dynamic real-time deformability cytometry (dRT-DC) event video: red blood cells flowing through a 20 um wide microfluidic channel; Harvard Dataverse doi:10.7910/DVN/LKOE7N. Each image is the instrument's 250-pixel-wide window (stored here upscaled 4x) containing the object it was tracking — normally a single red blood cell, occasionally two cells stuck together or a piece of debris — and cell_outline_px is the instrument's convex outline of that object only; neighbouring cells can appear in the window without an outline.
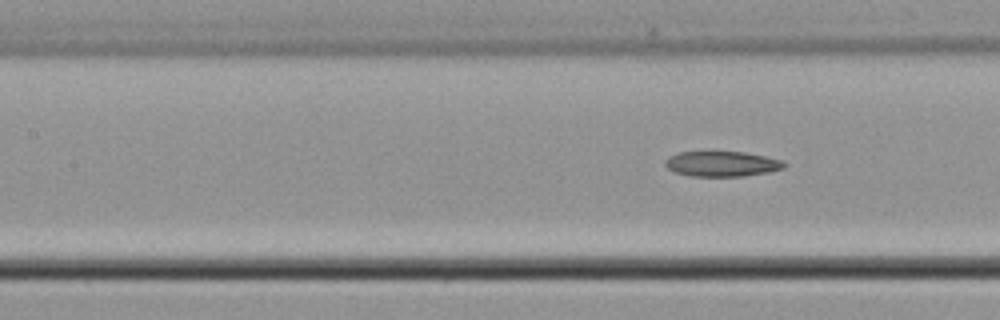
{"species": "common noctule bat (a hibernating species)", "species_latin": "Nyctalus noctula", "temperature_condition": "cold", "stored_images_in_passage": 6, "segment_of_instrument_passage": [2, 2], "camera_frame_rate_fps": 3000, "um_per_image_px": 0.085, "animal": {"sex": "male", "body_mass_g": 21.5, "forearm_length_mm": 52.0}, "frame": {"image": 1, "passage_image": 6, "time_ms": 6.333, "image_size_px": [1000, 320], "cell_outline_px": [[788, 164], [784, 168], [768, 172], [744, 176], [688, 176], [676, 172], [668, 168], [664, 164], [664, 160], [668, 156], [680, 152], [744, 152], [784, 160]], "centroid_in_image_um": [61.37, 13.93], "position_along_channel_um": 146.0, "area_um2": 17.57}}